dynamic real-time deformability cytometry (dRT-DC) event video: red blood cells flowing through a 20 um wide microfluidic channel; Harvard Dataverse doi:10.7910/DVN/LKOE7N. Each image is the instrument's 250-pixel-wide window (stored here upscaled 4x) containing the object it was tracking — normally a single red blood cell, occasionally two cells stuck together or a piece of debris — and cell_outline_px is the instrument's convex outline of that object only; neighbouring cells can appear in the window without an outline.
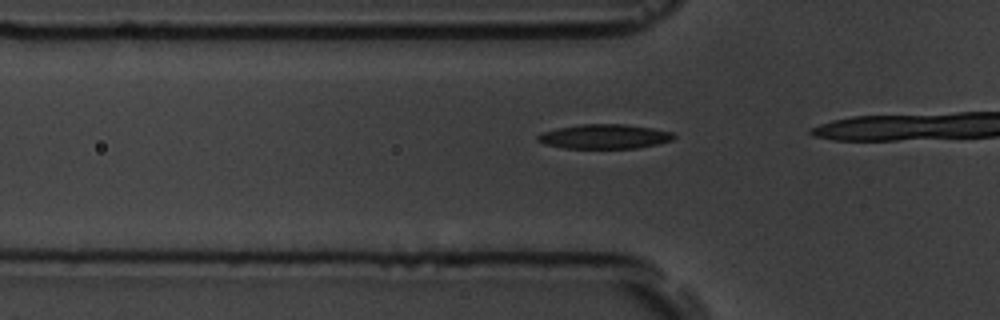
{"species": "common noctule bat (a hibernating species)", "species_latin": "Nyctalus noctula", "temperature_condition": "room temperature", "stored_images_in_passage": 17, "camera_frame_rate_fps": 3000, "um_per_image_px": 0.085, "animal": {"sex": "male", "body_mass_g": 19.5, "forearm_length_mm": 54.6}, "frame": {"image": 1, "passage_image": 14, "time_ms": 4.333, "image_size_px": [1000, 320], "cell_outline_px": [[676, 136], [672, 140], [656, 144], [636, 148], [564, 148], [544, 144], [536, 140], [536, 136], [540, 132], [556, 128], [580, 124], [624, 124], [652, 128], [672, 132]], "centroid_in_image_um": [51.32, 11.6], "position_along_channel_um": 74.5, "area_um2": 19.48}}